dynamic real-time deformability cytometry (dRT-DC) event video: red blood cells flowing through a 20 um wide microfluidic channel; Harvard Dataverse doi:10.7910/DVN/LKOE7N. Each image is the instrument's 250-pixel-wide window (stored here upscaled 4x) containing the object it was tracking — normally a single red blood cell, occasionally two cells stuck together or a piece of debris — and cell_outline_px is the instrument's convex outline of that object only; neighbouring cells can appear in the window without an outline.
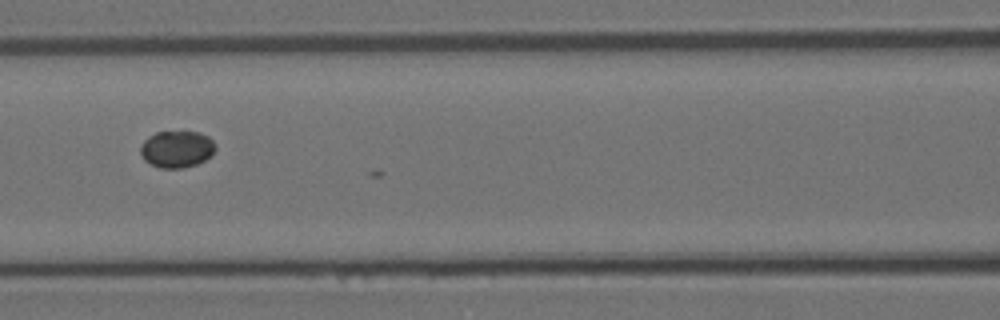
{"species": "Egyptian fruit bat (a non-hibernating species)", "species_latin": "Rousettus aegyptiacus", "temperature_condition": "room temperature", "stored_images_in_passage": 8, "camera_frame_rate_fps": 3000, "um_per_image_px": 0.085, "animal": {"sex": "female"}, "frame": {"image": 1, "passage_image": 5, "time_ms": 1.333, "image_size_px": [1000, 320], "cell_outline_px": [[216, 148], [212, 156], [196, 164], [180, 168], [160, 168], [144, 160], [140, 152], [140, 144], [148, 136], [156, 132], [200, 132], [208, 136], [216, 144]], "centroid_in_image_um": [15.03, 12.67], "position_along_channel_um": 151.6, "area_um2": 16.18}}
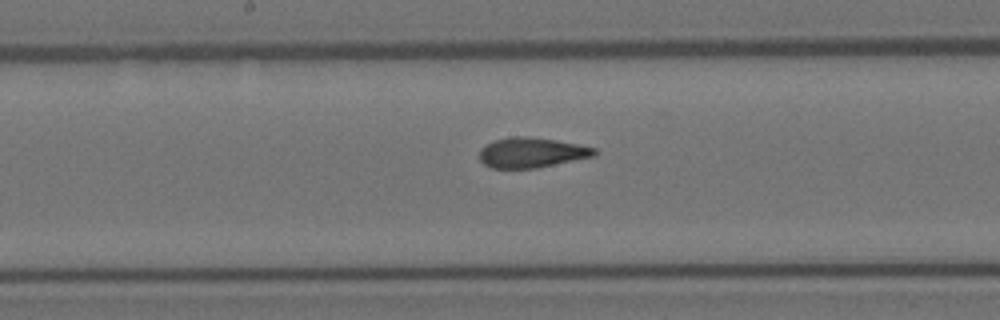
{"frame": {"image": 2, "passage_image": 8, "time_ms": 2.333, "image_size_px": [1000, 320], "cell_outline_px": [[600, 152], [596, 156], [536, 168], [492, 168], [484, 164], [480, 160], [480, 148], [496, 140], [512, 136], [528, 136], [556, 140], [596, 148]], "centroid_in_image_um": [45.23, 12.97], "position_along_channel_um": 203.0, "area_um2": 20.17}}